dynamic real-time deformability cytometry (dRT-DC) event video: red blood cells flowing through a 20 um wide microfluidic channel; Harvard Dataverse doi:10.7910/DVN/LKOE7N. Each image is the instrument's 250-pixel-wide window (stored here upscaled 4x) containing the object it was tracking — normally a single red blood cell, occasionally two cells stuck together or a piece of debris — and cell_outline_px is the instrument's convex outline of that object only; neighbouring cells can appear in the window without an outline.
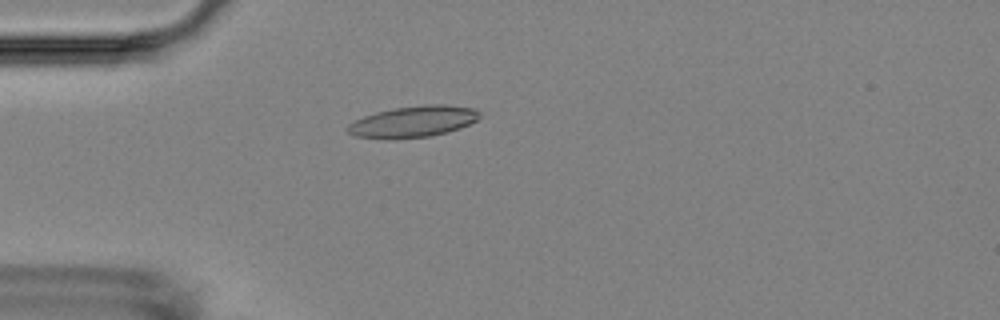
{"species": "Egyptian fruit bat (a non-hibernating species)", "species_latin": "Rousettus aegyptiacus", "temperature_condition": "room temperature", "stored_images_in_passage": 6, "camera_frame_rate_fps": 3000, "um_per_image_px": 0.085, "animal": {"sex": "female"}, "frame": {"image": 1, "passage_image": 5, "time_ms": 4.667, "image_size_px": [1000, 320], "cell_outline_px": [[480, 116], [476, 120], [460, 128], [428, 136], [356, 136], [348, 132], [344, 128], [348, 124], [364, 116], [376, 112], [396, 108], [424, 104], [444, 104], [472, 108], [480, 112]], "centroid_in_image_um": [35.16, 10.28], "position_along_channel_um": 49.8, "area_um2": 22.95}}